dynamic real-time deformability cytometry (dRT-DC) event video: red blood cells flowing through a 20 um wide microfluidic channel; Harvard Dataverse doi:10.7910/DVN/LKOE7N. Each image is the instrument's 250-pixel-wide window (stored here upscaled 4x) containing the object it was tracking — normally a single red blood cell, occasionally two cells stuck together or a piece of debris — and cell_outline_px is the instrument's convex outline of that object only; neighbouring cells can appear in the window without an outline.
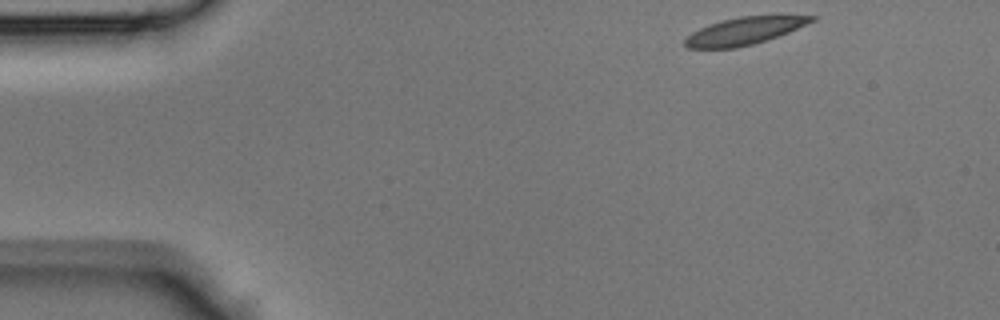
{"species": "Egyptian fruit bat (a non-hibernating species)", "species_latin": "Rousettus aegyptiacus", "temperature_condition": "room temperature", "stored_images_in_passage": 40, "camera_frame_rate_fps": 3000, "um_per_image_px": 0.085, "animal": {"sex": "male"}, "frame": {"image": 1, "passage_image": 1, "time_ms": 0.0, "image_size_px": [1000, 320], "cell_outline_px": [[816, 20], [788, 32], [752, 44], [736, 48], [688, 48], [684, 44], [684, 40], [692, 32], [708, 24], [740, 16], [776, 12], [780, 12], [816, 16]], "centroid_in_image_um": [63.38, 2.56], "position_along_channel_um": 21.6, "area_um2": 20.87}}
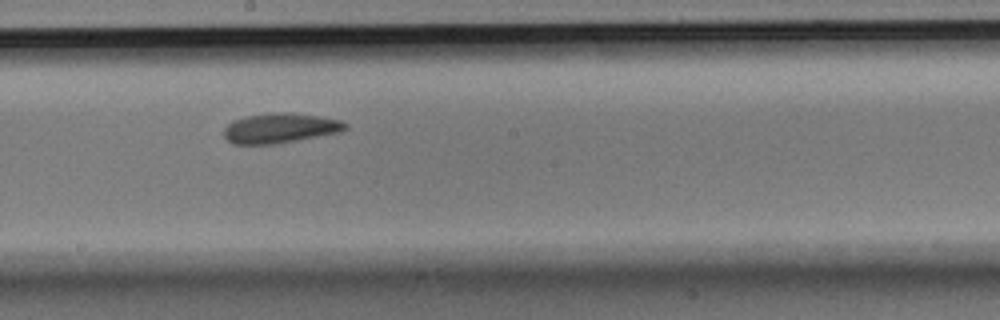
{"frame": {"image": 2, "passage_image": 20, "time_ms": 6.333, "image_size_px": [1000, 320], "cell_outline_px": [[348, 128], [340, 132], [296, 140], [272, 144], [232, 144], [224, 136], [224, 128], [232, 120], [248, 116], [272, 112], [288, 112], [320, 116], [340, 120], [348, 124]], "centroid_in_image_um": [23.81, 10.88], "position_along_channel_um": 224.4, "area_um2": 21.1}}
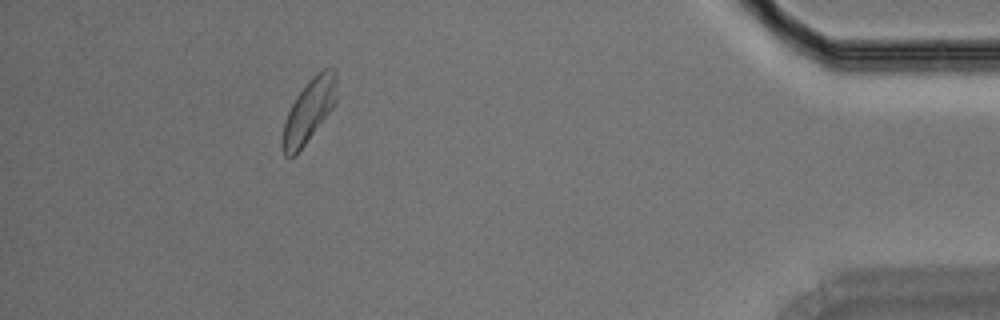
{"frame": {"image": 3, "passage_image": 36, "time_ms": 11.667, "image_size_px": [1000, 320], "cell_outline_px": [[336, 100], [332, 108], [296, 156], [284, 156], [280, 148], [280, 140], [284, 124], [288, 112], [296, 96], [308, 80], [316, 72], [324, 68], [332, 68], [336, 72]], "centroid_in_image_um": [26.22, 9.43], "position_along_channel_um": 409.0, "area_um2": 20.0}}